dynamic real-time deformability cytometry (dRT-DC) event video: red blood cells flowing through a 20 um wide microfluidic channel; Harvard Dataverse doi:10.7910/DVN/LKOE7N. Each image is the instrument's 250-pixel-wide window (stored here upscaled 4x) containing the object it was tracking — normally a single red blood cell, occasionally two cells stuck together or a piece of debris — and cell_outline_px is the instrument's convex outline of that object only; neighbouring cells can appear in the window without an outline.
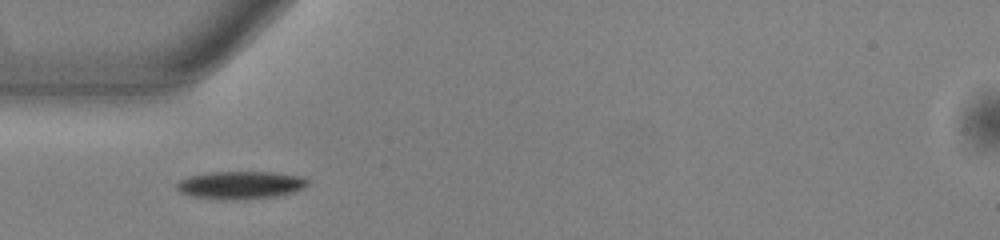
{"species": "common noctule bat (a hibernating species)", "species_latin": "Nyctalus noctula", "temperature_condition": "warm", "stored_images_in_passage": 38, "camera_frame_rate_fps": 3000, "um_per_image_px": 0.085, "animal": {"sex": "male", "body_mass_g": 13.0, "forearm_length_mm": 53.1}, "frame": {"image": 1, "passage_image": 1, "time_ms": 0.0, "image_size_px": [1000, 240], "cell_outline_px": [[308, 184], [304, 188], [292, 192], [276, 196], [232, 200], [192, 196], [180, 192], [176, 188], [176, 184], [180, 180], [188, 176], [208, 172], [272, 172], [300, 176], [308, 180]], "centroid_in_image_um": [20.42, 15.72], "position_along_channel_um": 64.6, "area_um2": 21.04}}
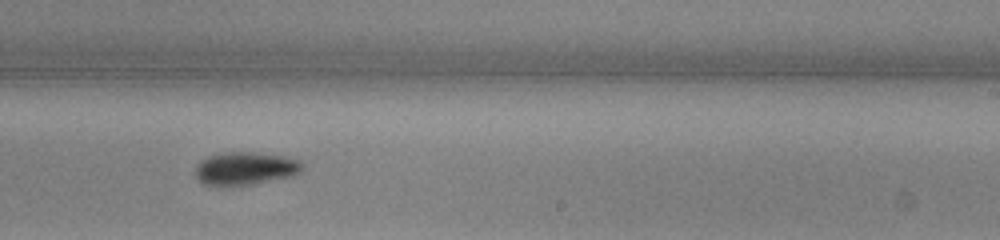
{"frame": {"image": 2, "passage_image": 17, "time_ms": 5.333, "image_size_px": [1000, 240], "cell_outline_px": [[304, 164], [300, 172], [292, 176], [252, 184], [220, 188], [212, 188], [204, 184], [196, 176], [196, 164], [200, 160], [208, 156], [220, 152], [252, 152], [284, 156], [300, 160]], "centroid_in_image_um": [20.8, 14.34], "position_along_channel_um": 268.2, "area_um2": 21.1}}
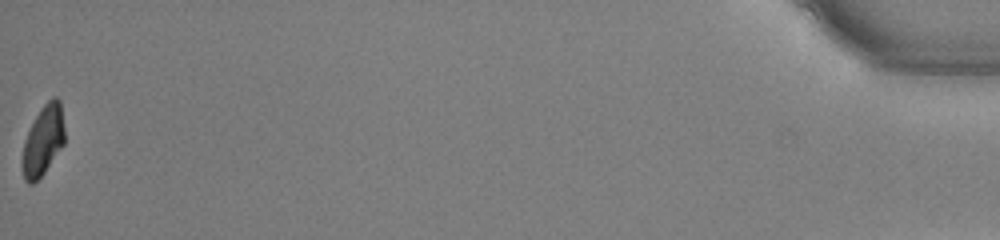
{"frame": {"image": 3, "passage_image": 38, "time_ms": 12.333, "image_size_px": [1000, 240], "cell_outline_px": [[64, 144], [44, 172], [32, 184], [28, 184], [24, 180], [20, 164], [24, 140], [40, 108], [52, 96], [56, 96], [60, 100], [64, 128]], "centroid_in_image_um": [3.64, 11.95], "position_along_channel_um": 431.6, "area_um2": 17.34}, "authors_computed_cell_mechanics": {"area_um2": 19.7387, "velocity_mm_per_s": 3.8326, "shape_relaxation_time_tau1_ms": 2.1736, "shape_relaxation_time_tau2_ms": null, "deformation_change_tau1": 0.1351, "deformation_change_tau2": null}}